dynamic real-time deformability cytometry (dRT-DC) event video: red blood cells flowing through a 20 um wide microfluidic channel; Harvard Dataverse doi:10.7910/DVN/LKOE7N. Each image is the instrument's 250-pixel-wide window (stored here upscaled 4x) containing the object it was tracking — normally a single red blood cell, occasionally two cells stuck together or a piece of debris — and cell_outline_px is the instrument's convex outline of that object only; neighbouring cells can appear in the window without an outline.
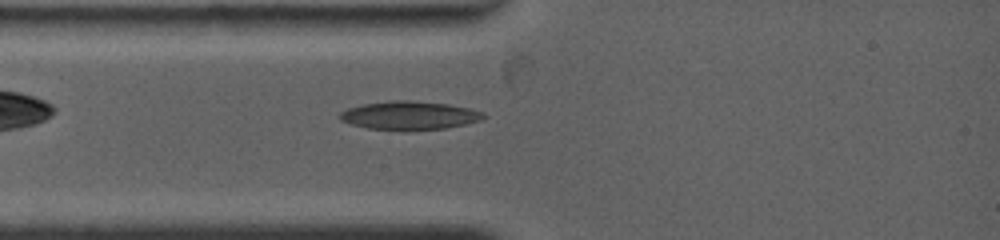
{"species": "common noctule bat (a hibernating species)", "species_latin": "Nyctalus noctula", "temperature_condition": "warm", "stored_images_in_passage": 74, "camera_frame_rate_fps": 4500, "um_per_image_px": 0.085, "animal": {"sex": "female", "body_mass_g": 19.0, "forearm_length_mm": 53.3}, "frame": {"image": 1, "passage_image": 7, "time_ms": 2.222, "image_size_px": [1000, 240], "cell_outline_px": [[488, 116], [480, 120], [464, 124], [444, 128], [368, 128], [352, 124], [340, 120], [336, 116], [340, 112], [348, 108], [364, 104], [388, 100], [408, 100], [448, 104], [468, 108], [484, 112]], "centroid_in_image_um": [34.78, 9.77], "position_along_channel_um": 50.2, "area_um2": 23.12}}
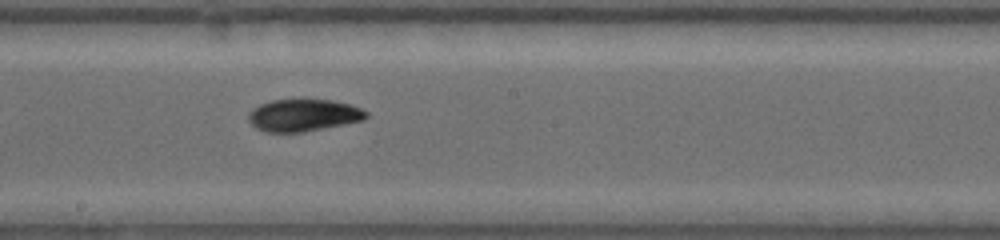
{"frame": {"image": 2, "passage_image": 26, "time_ms": 6.667, "image_size_px": [1000, 240], "cell_outline_px": [[368, 116], [364, 120], [304, 132], [264, 132], [256, 128], [248, 120], [248, 112], [252, 108], [260, 104], [272, 100], [332, 100], [352, 104], [368, 112]], "centroid_in_image_um": [25.79, 9.8], "position_along_channel_um": 222.4, "area_um2": 22.14}}
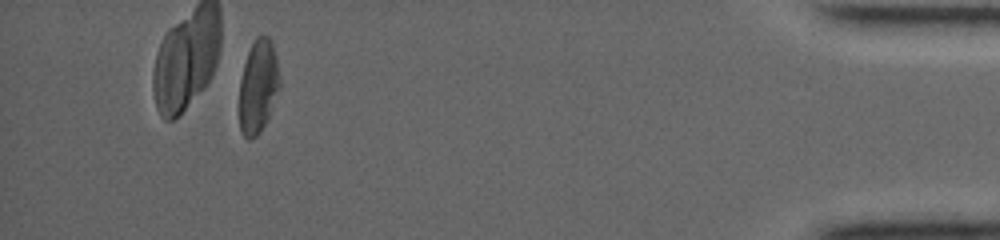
{"frame": {"image": 3, "passage_image": 68, "time_ms": 13.778, "image_size_px": [1000, 240], "cell_outline_px": [[280, 88], [268, 116], [260, 132], [256, 136], [248, 140], [240, 132], [240, 80], [244, 64], [248, 52], [256, 36], [268, 36], [272, 40], [280, 80]], "centroid_in_image_um": [21.94, 7.34], "position_along_channel_um": 413.3, "area_um2": 21.73}, "authors_computed_cell_mechanics": {"area_um2": 22.253, "velocity_mm_per_s": 3.8708, "shape_relaxation_time_tau1_ms": 7.2538, "shape_relaxation_time_tau2_ms": null, "deformation_change_tau1": 0.2043, "deformation_change_tau2": null}}